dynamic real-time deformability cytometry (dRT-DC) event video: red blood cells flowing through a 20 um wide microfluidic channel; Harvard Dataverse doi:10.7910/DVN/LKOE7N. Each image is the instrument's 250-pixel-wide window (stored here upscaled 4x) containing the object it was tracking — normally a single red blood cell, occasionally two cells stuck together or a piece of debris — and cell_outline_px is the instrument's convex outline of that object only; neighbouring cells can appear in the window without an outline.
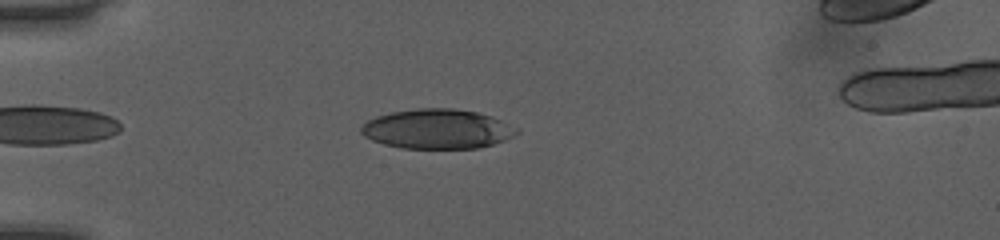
{"species": "human", "species_latin": "Homo sapiens", "temperature_condition": "room temperature", "stored_images_in_passage": 37, "camera_frame_rate_fps": 3000, "um_per_image_px": 0.085, "donor": {"sex": "female"}, "frame": {"image": 1, "passage_image": 4, "time_ms": 1.0, "image_size_px": [1000, 240], "cell_outline_px": [[520, 132], [504, 140], [492, 144], [476, 148], [400, 148], [384, 144], [372, 140], [364, 136], [360, 132], [360, 128], [368, 120], [376, 116], [392, 112], [416, 108], [452, 108], [476, 112], [492, 116], [516, 128]], "centroid_in_image_um": [37.14, 10.96], "position_along_channel_um": 47.9, "area_um2": 35.72}}
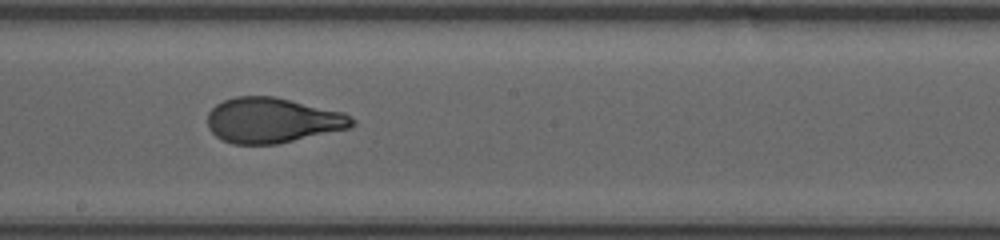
{"frame": {"image": 2, "passage_image": 19, "time_ms": 6.0, "image_size_px": [1000, 240], "cell_outline_px": [[356, 124], [352, 128], [276, 144], [232, 144], [216, 136], [208, 128], [208, 112], [216, 104], [224, 100], [236, 96], [276, 96], [344, 112], [356, 120]], "centroid_in_image_um": [23.19, 10.22], "position_along_channel_um": 225.0, "area_um2": 38.38}}
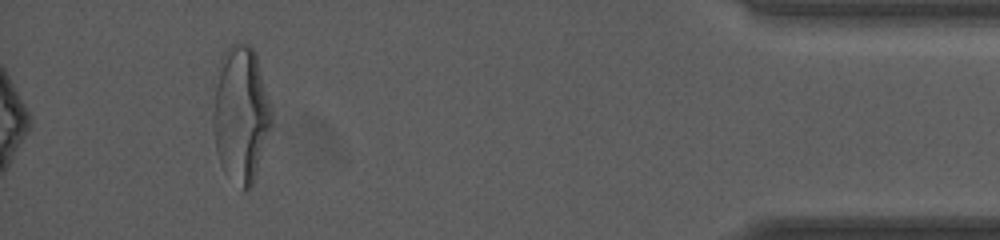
{"frame": {"image": 3, "passage_image": 37, "time_ms": 12.0, "image_size_px": [1000, 240], "cell_outline_px": [[272, 128], [252, 184], [244, 192], [224, 172], [220, 164], [216, 152], [212, 124], [212, 120], [216, 88], [220, 60], [224, 52], [232, 44], [248, 44], [256, 52], [272, 112]], "centroid_in_image_um": [20.48, 9.75], "position_along_channel_um": 414.7, "area_um2": 46.24}, "authors_computed_cell_mechanics": {"area_um2": 38.4948, "velocity_mm_per_s": 4.069, "shape_relaxation_time_tau1_ms": 5.283, "shape_relaxation_time_tau2_ms": 0.6572, "deformation_change_tau1": 0.2045, "deformation_change_tau2": 0.0711}}